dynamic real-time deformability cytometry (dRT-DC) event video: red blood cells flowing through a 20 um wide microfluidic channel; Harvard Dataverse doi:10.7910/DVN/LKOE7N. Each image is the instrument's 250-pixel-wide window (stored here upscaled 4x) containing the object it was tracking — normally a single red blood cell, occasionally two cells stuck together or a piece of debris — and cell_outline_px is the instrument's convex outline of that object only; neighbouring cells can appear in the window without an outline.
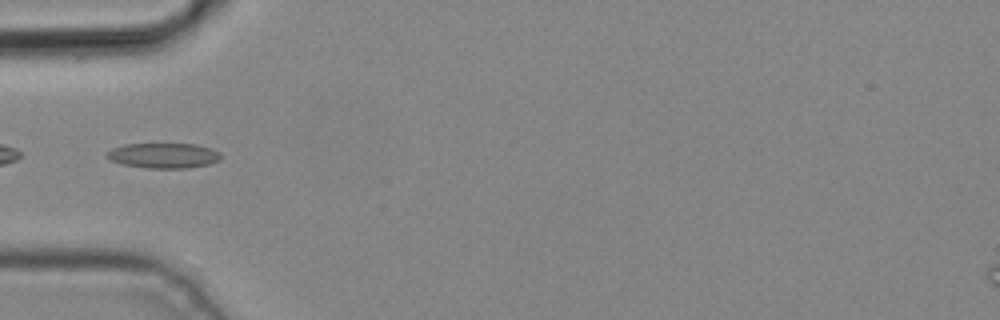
{"species": "common noctule bat (a hibernating species)", "species_latin": "Nyctalus noctula", "temperature_condition": "cold", "stored_images_in_passage": 3, "camera_frame_rate_fps": 3000, "um_per_image_px": 0.085, "animal": {"sex": "male", "body_mass_g": 19.2, "forearm_length_mm": 51.8}, "frame": {"image": 1, "passage_image": 3, "time_ms": 0.667, "image_size_px": [1000, 320], "cell_outline_px": [[220, 160], [208, 164], [188, 168], [148, 168], [124, 164], [112, 160], [104, 156], [112, 148], [124, 144], [196, 144], [212, 148], [220, 152]], "centroid_in_image_um": [13.92, 13.21], "position_along_channel_um": 71.1, "area_um2": 16.65}}